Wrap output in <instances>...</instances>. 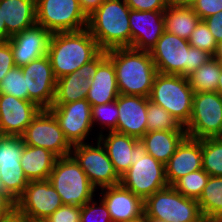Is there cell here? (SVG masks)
<instances>
[{"label": "cell", "instance_id": "6da1fadb", "mask_svg": "<svg viewBox=\"0 0 222 222\" xmlns=\"http://www.w3.org/2000/svg\"><path fill=\"white\" fill-rule=\"evenodd\" d=\"M103 53L87 28L51 34L47 56L56 79L93 64Z\"/></svg>", "mask_w": 222, "mask_h": 222}, {"label": "cell", "instance_id": "7a4b0ae2", "mask_svg": "<svg viewBox=\"0 0 222 222\" xmlns=\"http://www.w3.org/2000/svg\"><path fill=\"white\" fill-rule=\"evenodd\" d=\"M103 53L114 64L120 94L149 98L158 73L150 52L125 47Z\"/></svg>", "mask_w": 222, "mask_h": 222}, {"label": "cell", "instance_id": "3957f363", "mask_svg": "<svg viewBox=\"0 0 222 222\" xmlns=\"http://www.w3.org/2000/svg\"><path fill=\"white\" fill-rule=\"evenodd\" d=\"M130 10L125 0H105L88 17L87 29L103 52L131 48Z\"/></svg>", "mask_w": 222, "mask_h": 222}, {"label": "cell", "instance_id": "277c9868", "mask_svg": "<svg viewBox=\"0 0 222 222\" xmlns=\"http://www.w3.org/2000/svg\"><path fill=\"white\" fill-rule=\"evenodd\" d=\"M158 73L188 77L213 56L191 47L189 41L164 31L150 51Z\"/></svg>", "mask_w": 222, "mask_h": 222}, {"label": "cell", "instance_id": "5b68a950", "mask_svg": "<svg viewBox=\"0 0 222 222\" xmlns=\"http://www.w3.org/2000/svg\"><path fill=\"white\" fill-rule=\"evenodd\" d=\"M131 156L129 170L120 177L123 187L145 200L168 186L165 165L147 154L141 140L135 144Z\"/></svg>", "mask_w": 222, "mask_h": 222}, {"label": "cell", "instance_id": "8992f818", "mask_svg": "<svg viewBox=\"0 0 222 222\" xmlns=\"http://www.w3.org/2000/svg\"><path fill=\"white\" fill-rule=\"evenodd\" d=\"M193 95L194 90L187 77L157 73L149 100L161 106L185 127L192 114Z\"/></svg>", "mask_w": 222, "mask_h": 222}, {"label": "cell", "instance_id": "52a82bcc", "mask_svg": "<svg viewBox=\"0 0 222 222\" xmlns=\"http://www.w3.org/2000/svg\"><path fill=\"white\" fill-rule=\"evenodd\" d=\"M144 216L161 222H204L197 200L183 196L171 185L144 200Z\"/></svg>", "mask_w": 222, "mask_h": 222}, {"label": "cell", "instance_id": "ba28073f", "mask_svg": "<svg viewBox=\"0 0 222 222\" xmlns=\"http://www.w3.org/2000/svg\"><path fill=\"white\" fill-rule=\"evenodd\" d=\"M48 180L59 193L63 205L82 207L95 196L96 188L71 155L57 158Z\"/></svg>", "mask_w": 222, "mask_h": 222}, {"label": "cell", "instance_id": "9c48e42d", "mask_svg": "<svg viewBox=\"0 0 222 222\" xmlns=\"http://www.w3.org/2000/svg\"><path fill=\"white\" fill-rule=\"evenodd\" d=\"M188 137H222V95L217 91L194 92L192 114L184 127Z\"/></svg>", "mask_w": 222, "mask_h": 222}, {"label": "cell", "instance_id": "30bf717a", "mask_svg": "<svg viewBox=\"0 0 222 222\" xmlns=\"http://www.w3.org/2000/svg\"><path fill=\"white\" fill-rule=\"evenodd\" d=\"M36 24L51 34L87 28L88 17L79 0H36Z\"/></svg>", "mask_w": 222, "mask_h": 222}, {"label": "cell", "instance_id": "8fae6325", "mask_svg": "<svg viewBox=\"0 0 222 222\" xmlns=\"http://www.w3.org/2000/svg\"><path fill=\"white\" fill-rule=\"evenodd\" d=\"M70 155L84 170L90 183L96 189L120 184V177L98 139L97 146L86 142L73 145Z\"/></svg>", "mask_w": 222, "mask_h": 222}, {"label": "cell", "instance_id": "7c38bea8", "mask_svg": "<svg viewBox=\"0 0 222 222\" xmlns=\"http://www.w3.org/2000/svg\"><path fill=\"white\" fill-rule=\"evenodd\" d=\"M21 137L25 145L42 147L58 158L71 154L72 145L65 138L57 119L49 109H41Z\"/></svg>", "mask_w": 222, "mask_h": 222}, {"label": "cell", "instance_id": "4fadbf2b", "mask_svg": "<svg viewBox=\"0 0 222 222\" xmlns=\"http://www.w3.org/2000/svg\"><path fill=\"white\" fill-rule=\"evenodd\" d=\"M63 205L59 193L48 179L29 181L16 200V212L29 222H43Z\"/></svg>", "mask_w": 222, "mask_h": 222}, {"label": "cell", "instance_id": "5bb4252c", "mask_svg": "<svg viewBox=\"0 0 222 222\" xmlns=\"http://www.w3.org/2000/svg\"><path fill=\"white\" fill-rule=\"evenodd\" d=\"M24 145L21 136L0 135V181L4 191L15 200L29 183L20 163Z\"/></svg>", "mask_w": 222, "mask_h": 222}, {"label": "cell", "instance_id": "9a60e30c", "mask_svg": "<svg viewBox=\"0 0 222 222\" xmlns=\"http://www.w3.org/2000/svg\"><path fill=\"white\" fill-rule=\"evenodd\" d=\"M49 110L57 119L65 138L72 146L84 143L94 127L91 115L92 106L86 99L65 104H52Z\"/></svg>", "mask_w": 222, "mask_h": 222}, {"label": "cell", "instance_id": "2e32d148", "mask_svg": "<svg viewBox=\"0 0 222 222\" xmlns=\"http://www.w3.org/2000/svg\"><path fill=\"white\" fill-rule=\"evenodd\" d=\"M25 77L29 101L41 109H49L54 101L56 81L50 60L47 55L21 66Z\"/></svg>", "mask_w": 222, "mask_h": 222}, {"label": "cell", "instance_id": "e0dca14e", "mask_svg": "<svg viewBox=\"0 0 222 222\" xmlns=\"http://www.w3.org/2000/svg\"><path fill=\"white\" fill-rule=\"evenodd\" d=\"M40 110L33 101L0 94V135L22 136Z\"/></svg>", "mask_w": 222, "mask_h": 222}, {"label": "cell", "instance_id": "ac0fdd59", "mask_svg": "<svg viewBox=\"0 0 222 222\" xmlns=\"http://www.w3.org/2000/svg\"><path fill=\"white\" fill-rule=\"evenodd\" d=\"M165 11L130 10L131 48L150 52L165 31Z\"/></svg>", "mask_w": 222, "mask_h": 222}, {"label": "cell", "instance_id": "d6986e66", "mask_svg": "<svg viewBox=\"0 0 222 222\" xmlns=\"http://www.w3.org/2000/svg\"><path fill=\"white\" fill-rule=\"evenodd\" d=\"M50 37L51 33L37 24L12 35L8 42L11 45L15 65L21 67L47 55Z\"/></svg>", "mask_w": 222, "mask_h": 222}, {"label": "cell", "instance_id": "ffe728a7", "mask_svg": "<svg viewBox=\"0 0 222 222\" xmlns=\"http://www.w3.org/2000/svg\"><path fill=\"white\" fill-rule=\"evenodd\" d=\"M101 199L107 207L112 222H128L144 216V200L121 184L103 187Z\"/></svg>", "mask_w": 222, "mask_h": 222}, {"label": "cell", "instance_id": "44dd1931", "mask_svg": "<svg viewBox=\"0 0 222 222\" xmlns=\"http://www.w3.org/2000/svg\"><path fill=\"white\" fill-rule=\"evenodd\" d=\"M113 62L102 53L93 63L86 100L91 106L115 101L119 96Z\"/></svg>", "mask_w": 222, "mask_h": 222}, {"label": "cell", "instance_id": "7402d4cb", "mask_svg": "<svg viewBox=\"0 0 222 222\" xmlns=\"http://www.w3.org/2000/svg\"><path fill=\"white\" fill-rule=\"evenodd\" d=\"M116 102L119 110L117 132L140 140L147 132L148 98L119 94Z\"/></svg>", "mask_w": 222, "mask_h": 222}, {"label": "cell", "instance_id": "603a6c76", "mask_svg": "<svg viewBox=\"0 0 222 222\" xmlns=\"http://www.w3.org/2000/svg\"><path fill=\"white\" fill-rule=\"evenodd\" d=\"M202 169V140L186 136L165 164L168 185L173 186L181 177Z\"/></svg>", "mask_w": 222, "mask_h": 222}, {"label": "cell", "instance_id": "cb8c5ba5", "mask_svg": "<svg viewBox=\"0 0 222 222\" xmlns=\"http://www.w3.org/2000/svg\"><path fill=\"white\" fill-rule=\"evenodd\" d=\"M93 64L57 79L53 104H65L87 98Z\"/></svg>", "mask_w": 222, "mask_h": 222}, {"label": "cell", "instance_id": "d4e9b609", "mask_svg": "<svg viewBox=\"0 0 222 222\" xmlns=\"http://www.w3.org/2000/svg\"><path fill=\"white\" fill-rule=\"evenodd\" d=\"M108 133L107 136L102 133L96 139L104 146L115 172L121 177L131 166V152L139 139L116 131Z\"/></svg>", "mask_w": 222, "mask_h": 222}, {"label": "cell", "instance_id": "484cf974", "mask_svg": "<svg viewBox=\"0 0 222 222\" xmlns=\"http://www.w3.org/2000/svg\"><path fill=\"white\" fill-rule=\"evenodd\" d=\"M0 8L11 36L36 24V0H0Z\"/></svg>", "mask_w": 222, "mask_h": 222}, {"label": "cell", "instance_id": "4316f807", "mask_svg": "<svg viewBox=\"0 0 222 222\" xmlns=\"http://www.w3.org/2000/svg\"><path fill=\"white\" fill-rule=\"evenodd\" d=\"M186 136V131H149L140 140L147 154L165 165Z\"/></svg>", "mask_w": 222, "mask_h": 222}, {"label": "cell", "instance_id": "83f0119b", "mask_svg": "<svg viewBox=\"0 0 222 222\" xmlns=\"http://www.w3.org/2000/svg\"><path fill=\"white\" fill-rule=\"evenodd\" d=\"M57 158L51 151L42 147L24 145L20 163L29 181L46 180Z\"/></svg>", "mask_w": 222, "mask_h": 222}, {"label": "cell", "instance_id": "f1b7e54d", "mask_svg": "<svg viewBox=\"0 0 222 222\" xmlns=\"http://www.w3.org/2000/svg\"><path fill=\"white\" fill-rule=\"evenodd\" d=\"M165 31L188 40L199 21L191 7L168 5L164 13Z\"/></svg>", "mask_w": 222, "mask_h": 222}, {"label": "cell", "instance_id": "f546056e", "mask_svg": "<svg viewBox=\"0 0 222 222\" xmlns=\"http://www.w3.org/2000/svg\"><path fill=\"white\" fill-rule=\"evenodd\" d=\"M197 202L204 219L222 218V176H209Z\"/></svg>", "mask_w": 222, "mask_h": 222}, {"label": "cell", "instance_id": "4dcf8cb0", "mask_svg": "<svg viewBox=\"0 0 222 222\" xmlns=\"http://www.w3.org/2000/svg\"><path fill=\"white\" fill-rule=\"evenodd\" d=\"M222 62L216 56L210 58L187 78L194 92L217 91Z\"/></svg>", "mask_w": 222, "mask_h": 222}, {"label": "cell", "instance_id": "1f68e13d", "mask_svg": "<svg viewBox=\"0 0 222 222\" xmlns=\"http://www.w3.org/2000/svg\"><path fill=\"white\" fill-rule=\"evenodd\" d=\"M202 169L209 176H222V137L202 139Z\"/></svg>", "mask_w": 222, "mask_h": 222}, {"label": "cell", "instance_id": "d6a6232c", "mask_svg": "<svg viewBox=\"0 0 222 222\" xmlns=\"http://www.w3.org/2000/svg\"><path fill=\"white\" fill-rule=\"evenodd\" d=\"M147 132L149 131H186L172 115L161 106L150 101L147 105Z\"/></svg>", "mask_w": 222, "mask_h": 222}, {"label": "cell", "instance_id": "836d02e7", "mask_svg": "<svg viewBox=\"0 0 222 222\" xmlns=\"http://www.w3.org/2000/svg\"><path fill=\"white\" fill-rule=\"evenodd\" d=\"M209 175L200 169L181 177L173 187L187 198L198 200L207 184Z\"/></svg>", "mask_w": 222, "mask_h": 222}, {"label": "cell", "instance_id": "e575fe53", "mask_svg": "<svg viewBox=\"0 0 222 222\" xmlns=\"http://www.w3.org/2000/svg\"><path fill=\"white\" fill-rule=\"evenodd\" d=\"M0 94L13 95L22 100H29L25 77L21 67H13L0 82Z\"/></svg>", "mask_w": 222, "mask_h": 222}, {"label": "cell", "instance_id": "d590c367", "mask_svg": "<svg viewBox=\"0 0 222 222\" xmlns=\"http://www.w3.org/2000/svg\"><path fill=\"white\" fill-rule=\"evenodd\" d=\"M91 115L92 125H95L96 122H99L98 124L101 127L99 135L102 134V130L104 131V128L106 129V127L109 131L117 132L119 110L116 100L110 103L92 106Z\"/></svg>", "mask_w": 222, "mask_h": 222}, {"label": "cell", "instance_id": "8d00e7d4", "mask_svg": "<svg viewBox=\"0 0 222 222\" xmlns=\"http://www.w3.org/2000/svg\"><path fill=\"white\" fill-rule=\"evenodd\" d=\"M188 41L191 47L206 51L212 56L218 53L219 45L204 20L199 21Z\"/></svg>", "mask_w": 222, "mask_h": 222}, {"label": "cell", "instance_id": "74e56055", "mask_svg": "<svg viewBox=\"0 0 222 222\" xmlns=\"http://www.w3.org/2000/svg\"><path fill=\"white\" fill-rule=\"evenodd\" d=\"M99 202L100 205L92 199L81 207L80 222H112L107 207L100 197Z\"/></svg>", "mask_w": 222, "mask_h": 222}, {"label": "cell", "instance_id": "f35d334b", "mask_svg": "<svg viewBox=\"0 0 222 222\" xmlns=\"http://www.w3.org/2000/svg\"><path fill=\"white\" fill-rule=\"evenodd\" d=\"M81 206L62 205L43 222H80Z\"/></svg>", "mask_w": 222, "mask_h": 222}, {"label": "cell", "instance_id": "ab89813d", "mask_svg": "<svg viewBox=\"0 0 222 222\" xmlns=\"http://www.w3.org/2000/svg\"><path fill=\"white\" fill-rule=\"evenodd\" d=\"M201 20L222 11V0H197L191 7Z\"/></svg>", "mask_w": 222, "mask_h": 222}, {"label": "cell", "instance_id": "60d3db41", "mask_svg": "<svg viewBox=\"0 0 222 222\" xmlns=\"http://www.w3.org/2000/svg\"><path fill=\"white\" fill-rule=\"evenodd\" d=\"M131 10L136 11H165L168 0H125Z\"/></svg>", "mask_w": 222, "mask_h": 222}, {"label": "cell", "instance_id": "b9f144b4", "mask_svg": "<svg viewBox=\"0 0 222 222\" xmlns=\"http://www.w3.org/2000/svg\"><path fill=\"white\" fill-rule=\"evenodd\" d=\"M15 66L10 43L8 41L0 42V82Z\"/></svg>", "mask_w": 222, "mask_h": 222}, {"label": "cell", "instance_id": "7bdbcfd3", "mask_svg": "<svg viewBox=\"0 0 222 222\" xmlns=\"http://www.w3.org/2000/svg\"><path fill=\"white\" fill-rule=\"evenodd\" d=\"M218 45L222 43V11L204 19Z\"/></svg>", "mask_w": 222, "mask_h": 222}, {"label": "cell", "instance_id": "ee69618b", "mask_svg": "<svg viewBox=\"0 0 222 222\" xmlns=\"http://www.w3.org/2000/svg\"><path fill=\"white\" fill-rule=\"evenodd\" d=\"M16 212V200L7 192H0V220L12 216Z\"/></svg>", "mask_w": 222, "mask_h": 222}, {"label": "cell", "instance_id": "f6af8a7d", "mask_svg": "<svg viewBox=\"0 0 222 222\" xmlns=\"http://www.w3.org/2000/svg\"><path fill=\"white\" fill-rule=\"evenodd\" d=\"M105 0H79L84 14L89 17L92 15Z\"/></svg>", "mask_w": 222, "mask_h": 222}, {"label": "cell", "instance_id": "bcb514c9", "mask_svg": "<svg viewBox=\"0 0 222 222\" xmlns=\"http://www.w3.org/2000/svg\"><path fill=\"white\" fill-rule=\"evenodd\" d=\"M11 35L6 31L5 21L3 19L2 10L0 8V42L8 41Z\"/></svg>", "mask_w": 222, "mask_h": 222}, {"label": "cell", "instance_id": "7dc6e473", "mask_svg": "<svg viewBox=\"0 0 222 222\" xmlns=\"http://www.w3.org/2000/svg\"><path fill=\"white\" fill-rule=\"evenodd\" d=\"M0 222H29L24 216L15 212L12 216L0 220Z\"/></svg>", "mask_w": 222, "mask_h": 222}, {"label": "cell", "instance_id": "c3c4849f", "mask_svg": "<svg viewBox=\"0 0 222 222\" xmlns=\"http://www.w3.org/2000/svg\"><path fill=\"white\" fill-rule=\"evenodd\" d=\"M197 0H168L170 5L192 7Z\"/></svg>", "mask_w": 222, "mask_h": 222}, {"label": "cell", "instance_id": "681fc988", "mask_svg": "<svg viewBox=\"0 0 222 222\" xmlns=\"http://www.w3.org/2000/svg\"><path fill=\"white\" fill-rule=\"evenodd\" d=\"M217 92L222 95V66H221L220 76L218 79Z\"/></svg>", "mask_w": 222, "mask_h": 222}, {"label": "cell", "instance_id": "f907efd6", "mask_svg": "<svg viewBox=\"0 0 222 222\" xmlns=\"http://www.w3.org/2000/svg\"><path fill=\"white\" fill-rule=\"evenodd\" d=\"M216 57L219 59L220 62H222V43L219 45L218 53Z\"/></svg>", "mask_w": 222, "mask_h": 222}, {"label": "cell", "instance_id": "816d5d0a", "mask_svg": "<svg viewBox=\"0 0 222 222\" xmlns=\"http://www.w3.org/2000/svg\"><path fill=\"white\" fill-rule=\"evenodd\" d=\"M128 222H149V219L146 218L145 216H142L139 219L133 220V221H128Z\"/></svg>", "mask_w": 222, "mask_h": 222}, {"label": "cell", "instance_id": "f5cc1de1", "mask_svg": "<svg viewBox=\"0 0 222 222\" xmlns=\"http://www.w3.org/2000/svg\"><path fill=\"white\" fill-rule=\"evenodd\" d=\"M204 222H222V218L204 219Z\"/></svg>", "mask_w": 222, "mask_h": 222}, {"label": "cell", "instance_id": "db71d44e", "mask_svg": "<svg viewBox=\"0 0 222 222\" xmlns=\"http://www.w3.org/2000/svg\"><path fill=\"white\" fill-rule=\"evenodd\" d=\"M0 192H5L0 181Z\"/></svg>", "mask_w": 222, "mask_h": 222}, {"label": "cell", "instance_id": "11a10c76", "mask_svg": "<svg viewBox=\"0 0 222 222\" xmlns=\"http://www.w3.org/2000/svg\"><path fill=\"white\" fill-rule=\"evenodd\" d=\"M149 222H161V221L149 219Z\"/></svg>", "mask_w": 222, "mask_h": 222}]
</instances>
